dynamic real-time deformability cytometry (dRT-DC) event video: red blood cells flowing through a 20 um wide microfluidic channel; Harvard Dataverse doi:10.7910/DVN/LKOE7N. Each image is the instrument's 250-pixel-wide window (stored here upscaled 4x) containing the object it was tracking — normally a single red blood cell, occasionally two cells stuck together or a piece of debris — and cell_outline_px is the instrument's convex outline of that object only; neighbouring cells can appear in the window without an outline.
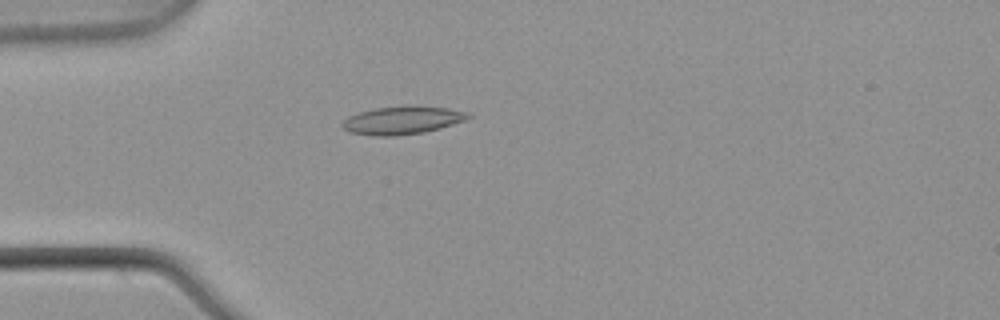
{"species": "common noctule bat (a hibernating species)", "species_latin": "Nyctalus noctula", "temperature_condition": "warm", "stored_images_in_passage": 3, "camera_frame_rate_fps": 3000, "um_per_image_px": 0.085, "animal": {"sex": "male", "body_mass_g": 21.5, "forearm_length_mm": 52.0}, "frame": {"image": 1, "passage_image": 2, "time_ms": 0.333, "image_size_px": [1000, 320], "cell_outline_px": [[472, 116], [468, 120], [440, 128], [424, 132], [396, 136], [372, 136], [348, 132], [340, 124], [348, 116], [360, 112], [376, 108], [404, 104], [408, 104], [448, 108], [468, 112]], "centroid_in_image_um": [34.22, 10.21], "position_along_channel_um": 50.8, "area_um2": 21.04}}